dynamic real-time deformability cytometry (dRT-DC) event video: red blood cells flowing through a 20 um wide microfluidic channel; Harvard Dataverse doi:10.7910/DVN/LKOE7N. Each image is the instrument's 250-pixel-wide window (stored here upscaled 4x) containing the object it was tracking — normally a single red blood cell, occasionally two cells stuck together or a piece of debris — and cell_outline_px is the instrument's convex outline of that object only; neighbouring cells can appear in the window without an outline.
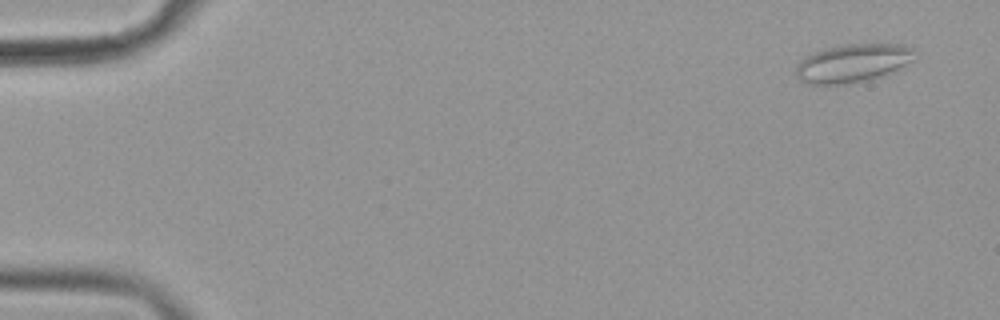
{"species": "common noctule bat (a hibernating species)", "species_latin": "Nyctalus noctula", "temperature_condition": "cold", "stored_images_in_passage": 57, "camera_frame_rate_fps": 3000, "um_per_image_px": 0.085, "animal": {"sex": "female", "body_mass_g": 19.9}, "frame": {"image": 1, "passage_image": 4, "time_ms": 1.0, "image_size_px": [1000, 320], "cell_outline_px": [[916, 60], [880, 76], [868, 80], [848, 84], [808, 84], [800, 80], [796, 76], [796, 68], [800, 60], [812, 52], [824, 48], [844, 44], [904, 44], [912, 48]], "centroid_in_image_um": [72.47, 5.36], "position_along_channel_um": 12.5, "area_um2": 26.59}}
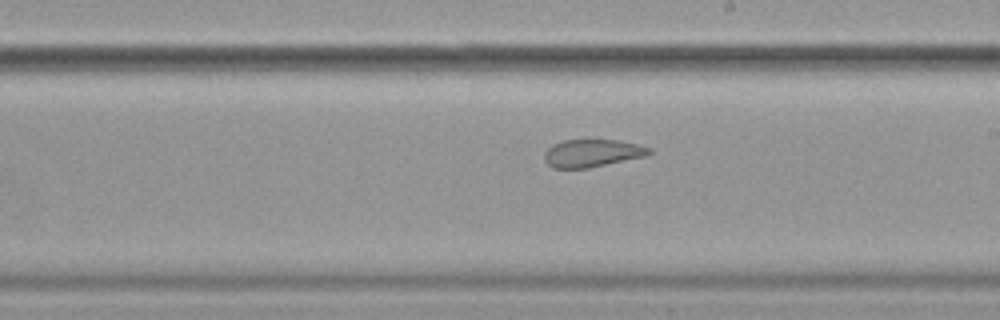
{"frame": {"image": 2, "passage_image": 34, "time_ms": 11.0, "image_size_px": [1000, 320], "cell_outline_px": [[652, 152], [644, 156], [588, 168], [552, 168], [544, 160], [544, 152], [552, 144], [564, 140], [616, 140], [636, 144], [652, 148]], "centroid_in_image_um": [50.29, 13.02], "position_along_channel_um": 238.7, "area_um2": 16.76}}
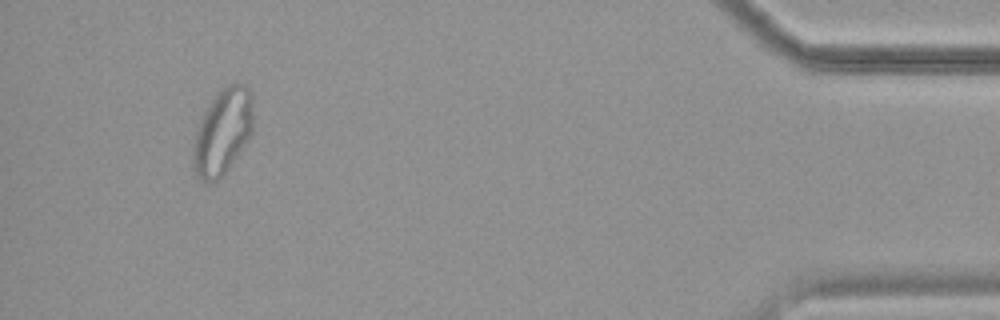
{"frame": {"image": 3, "passage_image": 54, "time_ms": 17.667, "image_size_px": [1000, 320], "cell_outline_px": [[252, 132], [228, 168], [216, 180], [208, 184], [192, 168], [192, 148], [196, 132], [200, 120], [204, 112], [216, 92], [228, 84], [244, 84], [248, 88], [252, 96]], "centroid_in_image_um": [18.9, 11.17], "position_along_channel_um": 416.3, "area_um2": 29.59}, "authors_computed_cell_mechanics": {"area_um2": 23.7558, "velocity_mm_per_s": 3.59, "shape_relaxation_time_tau1_ms": null, "shape_relaxation_time_tau2_ms": 1.3386, "deformation_change_tau1": null, "deformation_change_tau2": 0.0548}}